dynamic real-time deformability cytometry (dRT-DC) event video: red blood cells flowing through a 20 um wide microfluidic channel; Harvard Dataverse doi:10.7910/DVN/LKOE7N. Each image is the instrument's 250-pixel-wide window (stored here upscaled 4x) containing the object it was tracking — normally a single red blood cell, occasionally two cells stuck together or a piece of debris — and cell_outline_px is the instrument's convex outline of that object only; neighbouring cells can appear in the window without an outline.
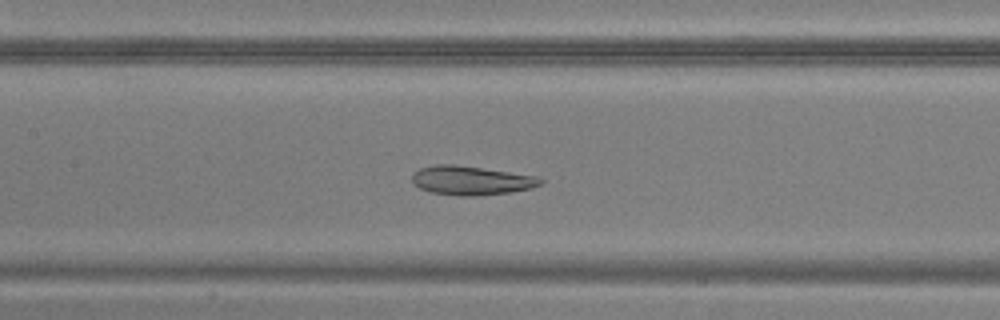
{"species": "common noctule bat (a hibernating species)", "species_latin": "Nyctalus noctula", "temperature_condition": "warm", "stored_images_in_passage": 48, "camera_frame_rate_fps": 3000, "um_per_image_px": 0.085, "animal": {"sex": "male", "body_mass_g": 20.5, "forearm_length_mm": 52.5}, "frame": {"image": 1, "passage_image": 22, "time_ms": 7.0, "image_size_px": [1000, 320], "cell_outline_px": [[544, 180], [540, 184], [532, 188], [508, 192], [476, 196], [460, 196], [428, 192], [420, 188], [412, 180], [412, 176], [420, 168], [436, 164], [452, 164], [540, 176]], "centroid_in_image_um": [40.07, 15.34], "position_along_channel_um": 167.3, "area_um2": 21.62}}
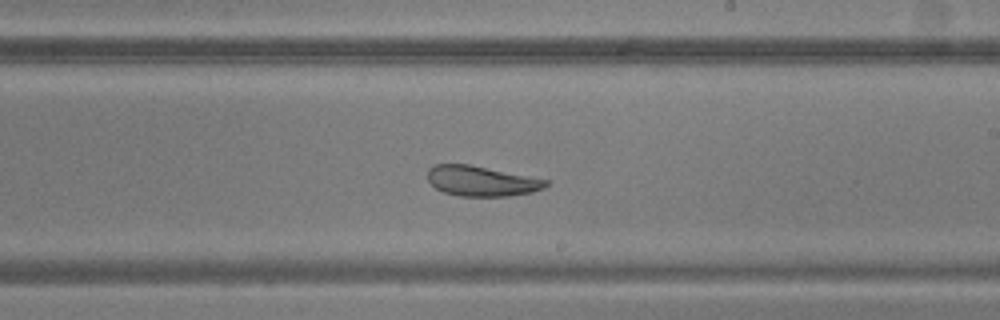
{"frame": {"image": 2, "passage_image": 28, "time_ms": 9.0, "image_size_px": [1000, 320], "cell_outline_px": [[548, 184], [544, 188], [532, 192], [508, 196], [460, 196], [444, 192], [436, 188], [428, 180], [428, 168], [436, 164], [468, 164], [548, 180]], "centroid_in_image_um": [40.91, 15.39], "position_along_channel_um": 248.1, "area_um2": 20.58}}
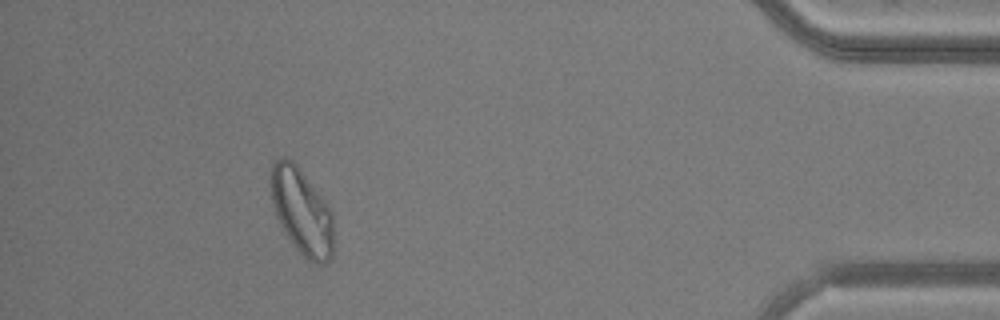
{"frame": {"image": 3, "passage_image": 44, "time_ms": 14.333, "image_size_px": [1000, 320], "cell_outline_px": [[332, 256], [324, 264], [320, 264], [308, 260], [296, 248], [284, 232], [276, 216], [272, 200], [272, 164], [280, 156], [284, 156], [292, 160], [296, 164], [324, 200], [332, 212]], "centroid_in_image_um": [25.64, 17.98], "position_along_channel_um": 409.6, "area_um2": 30.87}}